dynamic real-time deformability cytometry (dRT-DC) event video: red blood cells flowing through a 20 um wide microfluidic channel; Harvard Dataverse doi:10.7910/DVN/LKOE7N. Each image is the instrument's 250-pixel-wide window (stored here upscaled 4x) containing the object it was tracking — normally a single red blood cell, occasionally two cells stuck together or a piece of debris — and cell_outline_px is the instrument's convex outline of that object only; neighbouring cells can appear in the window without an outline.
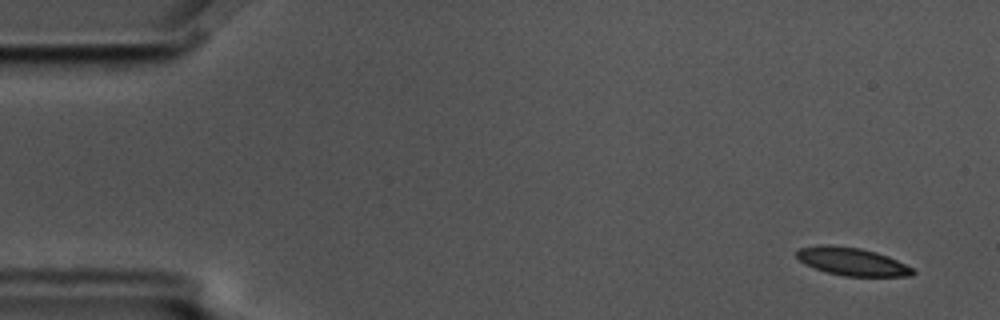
{"species": "common noctule bat (a hibernating species)", "species_latin": "Nyctalus noctula", "temperature_condition": "cold", "stored_images_in_passage": 4, "camera_frame_rate_fps": 3000, "um_per_image_px": 0.085, "animal": {"sex": "male", "body_mass_g": 17.5, "forearm_length_mm": 52.3}, "frame": {"image": 1, "passage_image": 1, "time_ms": 0.0, "image_size_px": [1000, 320], "cell_outline_px": [[916, 272], [912, 276], [844, 276], [828, 272], [804, 264], [796, 256], [796, 252], [800, 248], [820, 244], [828, 244], [860, 248], [876, 252], [888, 256], [912, 268]], "centroid_in_image_um": [72.41, 22.22], "position_along_channel_um": 12.6, "area_um2": 18.79}}
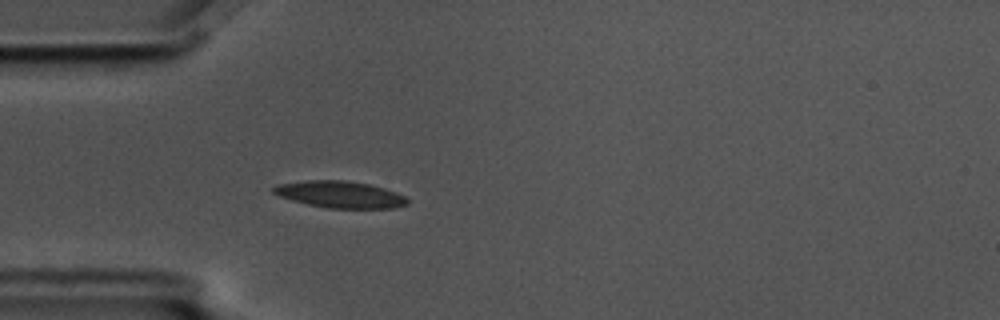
{"frame": {"image": 2, "passage_image": 4, "time_ms": 1.0, "image_size_px": [1000, 320], "cell_outline_px": [[408, 204], [392, 208], [328, 208], [308, 204], [276, 196], [272, 192], [272, 188], [276, 184], [308, 180], [344, 180], [368, 184], [384, 188], [396, 192], [404, 196], [408, 200]], "centroid_in_image_um": [28.86, 16.52], "position_along_channel_um": 56.1, "area_um2": 20.87}}